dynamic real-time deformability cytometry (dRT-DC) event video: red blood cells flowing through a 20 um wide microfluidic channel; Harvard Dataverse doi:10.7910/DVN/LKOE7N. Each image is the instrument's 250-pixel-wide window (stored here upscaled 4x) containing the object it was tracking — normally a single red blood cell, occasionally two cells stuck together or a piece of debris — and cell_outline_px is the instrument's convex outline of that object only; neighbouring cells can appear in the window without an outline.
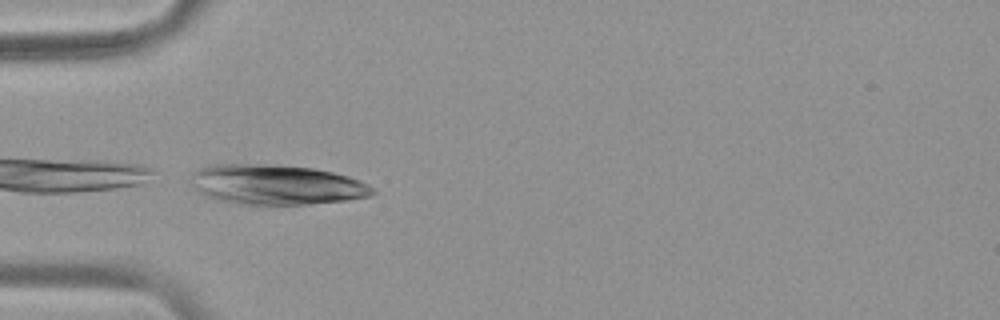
{"species": "common noctule bat (a hibernating species)", "species_latin": "Nyctalus noctula", "temperature_condition": "warm", "stored_images_in_passage": 7, "camera_frame_rate_fps": 3000, "um_per_image_px": 0.085, "animal": {"sex": "female", "body_mass_g": 19.9}, "frame": {"image": 1, "passage_image": 5, "time_ms": 1.333, "image_size_px": [1000, 320], "cell_outline_px": [[376, 192], [372, 196], [348, 200], [308, 204], [240, 204], [216, 200], [204, 196], [188, 180], [192, 172], [208, 164], [272, 164], [312, 168], [332, 172], [348, 176], [360, 180], [368, 184]], "centroid_in_image_um": [23.45, 15.69], "position_along_channel_um": 61.5, "area_um2": 42.66}}
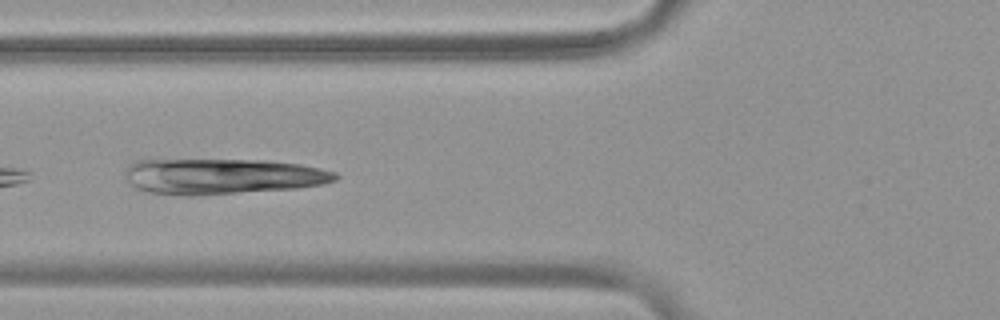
{"frame": {"image": 2, "passage_image": 6, "time_ms": 1.667, "image_size_px": [1000, 320], "cell_outline_px": [[340, 176], [336, 180], [324, 184], [296, 188], [200, 196], [184, 196], [148, 192], [136, 188], [128, 180], [124, 172], [128, 164], [136, 160], [268, 160], [300, 164], [320, 168], [336, 172]], "centroid_in_image_um": [18.91, 14.99], "position_along_channel_um": 106.9, "area_um2": 44.1}}
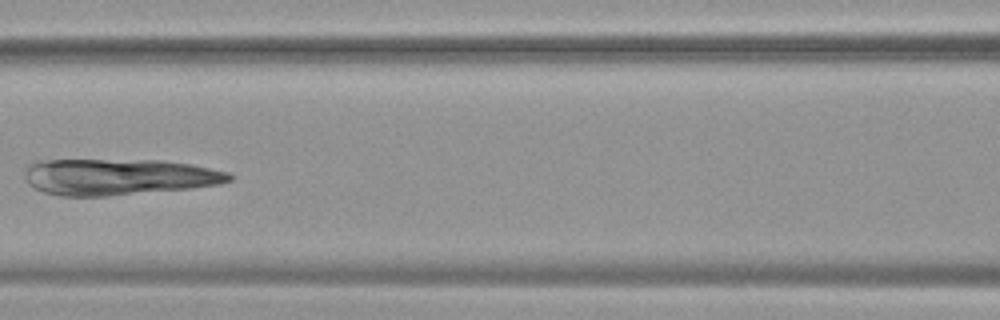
{"frame": {"image": 3, "passage_image": 7, "time_ms": 2.0, "image_size_px": [1000, 320], "cell_outline_px": [[236, 176], [232, 180], [220, 184], [192, 188], [108, 196], [60, 196], [44, 192], [32, 188], [28, 184], [24, 176], [24, 168], [32, 160], [160, 160], [192, 164], [228, 172]], "centroid_in_image_um": [10.04, 15.03], "position_along_channel_um": 156.6, "area_um2": 43.87}}